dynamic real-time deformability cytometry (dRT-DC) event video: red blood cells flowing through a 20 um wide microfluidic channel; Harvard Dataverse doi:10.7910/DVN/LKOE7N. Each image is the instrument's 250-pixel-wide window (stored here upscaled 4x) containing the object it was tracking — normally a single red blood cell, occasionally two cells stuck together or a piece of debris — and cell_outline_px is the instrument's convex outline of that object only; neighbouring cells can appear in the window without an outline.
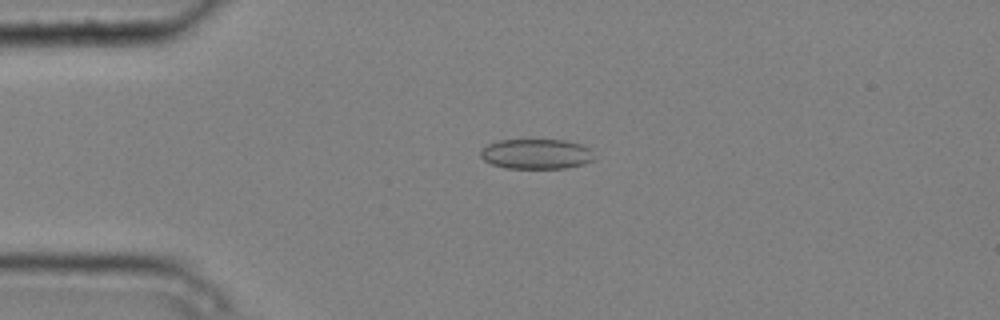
{"species": "common noctule bat (a hibernating species)", "species_latin": "Nyctalus noctula", "temperature_condition": "cold", "stored_images_in_passage": 8, "camera_frame_rate_fps": 3000, "um_per_image_px": 0.085, "animal": {"sex": "male", "body_mass_g": 20.4}, "frame": {"image": 1, "passage_image": 3, "time_ms": 0.667, "image_size_px": [1000, 320], "cell_outline_px": [[596, 160], [584, 164], [564, 168], [504, 168], [492, 164], [484, 160], [480, 156], [480, 152], [488, 144], [496, 140], [564, 140], [580, 144], [588, 148]], "centroid_in_image_um": [45.58, 13.09], "position_along_channel_um": 39.4, "area_um2": 19.88}}
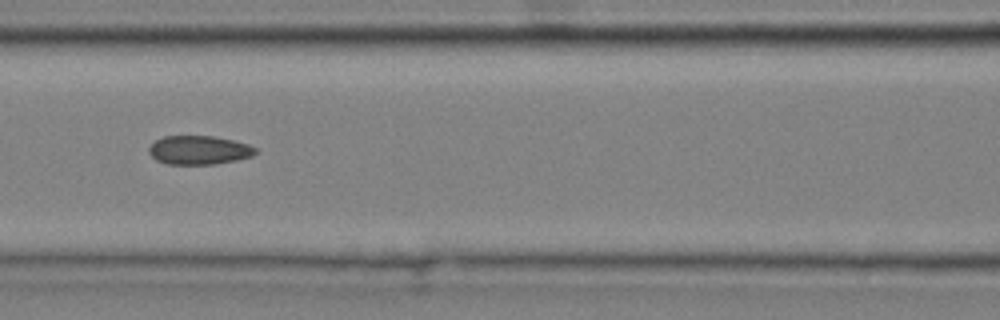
{"frame": {"image": 2, "passage_image": 6, "time_ms": 1.667, "image_size_px": [1000, 320], "cell_outline_px": [[256, 152], [252, 156], [236, 160], [216, 164], [168, 164], [156, 160], [148, 152], [148, 148], [156, 140], [164, 136], [212, 136], [232, 140], [248, 144], [256, 148]], "centroid_in_image_um": [16.9, 12.76], "position_along_channel_um": 149.7, "area_um2": 17.8}}
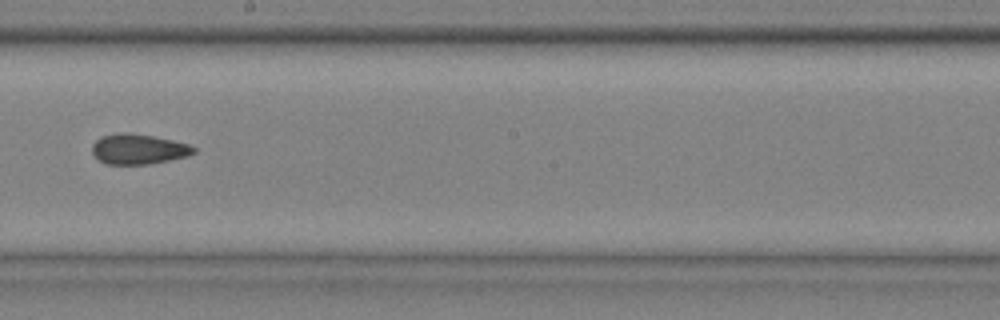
{"frame": {"image": 3, "passage_image": 8, "time_ms": 2.333, "image_size_px": [1000, 320], "cell_outline_px": [[196, 152], [188, 156], [148, 164], [104, 164], [92, 156], [92, 144], [96, 140], [104, 136], [124, 132], [128, 132], [152, 136], [172, 140], [188, 144], [196, 148]], "centroid_in_image_um": [11.74, 12.68], "position_along_channel_um": 236.5, "area_um2": 17.86}}